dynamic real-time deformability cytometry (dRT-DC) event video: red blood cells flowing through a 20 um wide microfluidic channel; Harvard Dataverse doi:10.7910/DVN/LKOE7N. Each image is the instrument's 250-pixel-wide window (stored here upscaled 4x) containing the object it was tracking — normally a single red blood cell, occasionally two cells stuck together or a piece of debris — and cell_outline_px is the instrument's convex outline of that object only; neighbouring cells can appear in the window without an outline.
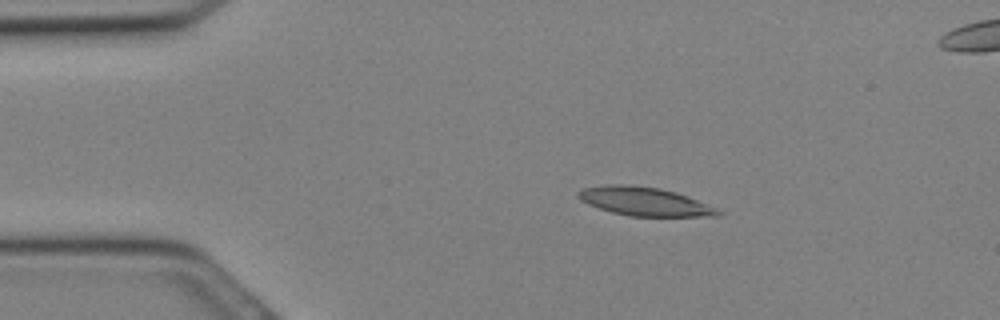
{"species": "Egyptian fruit bat (a non-hibernating species)", "species_latin": "Rousettus aegyptiacus", "temperature_condition": "cold", "stored_images_in_passage": 16, "camera_frame_rate_fps": 3000, "um_per_image_px": 0.085, "animal": {"sex": "female"}, "frame": {"image": 1, "passage_image": 3, "time_ms": 0.667, "image_size_px": [1000, 320], "cell_outline_px": [[724, 212], [720, 216], [632, 216], [612, 212], [588, 204], [580, 200], [576, 196], [576, 192], [580, 188], [608, 184], [632, 184], [660, 188], [676, 192], [688, 196], [716, 208]], "centroid_in_image_um": [54.75, 17.11], "position_along_channel_um": 30.2, "area_um2": 23.47}}
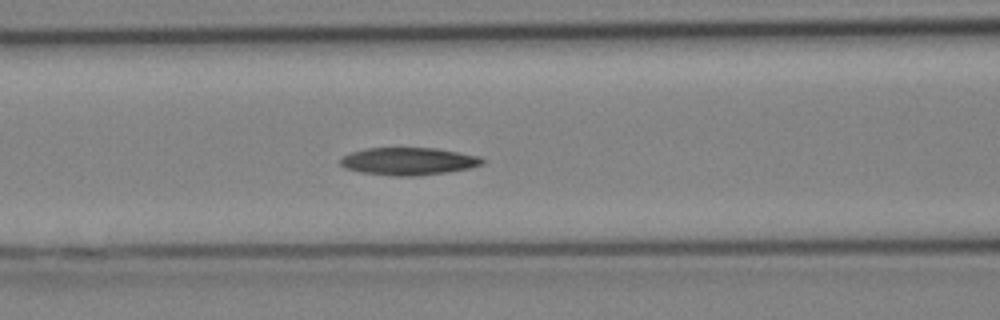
{"frame": {"image": 2, "passage_image": 10, "time_ms": 3.0, "image_size_px": [1000, 320], "cell_outline_px": [[484, 164], [472, 168], [448, 172], [416, 176], [396, 176], [360, 172], [344, 168], [340, 164], [340, 160], [344, 156], [352, 152], [364, 148], [436, 148], [480, 156], [484, 160]], "centroid_in_image_um": [34.75, 13.71], "position_along_channel_um": 131.9, "area_um2": 22.89}}
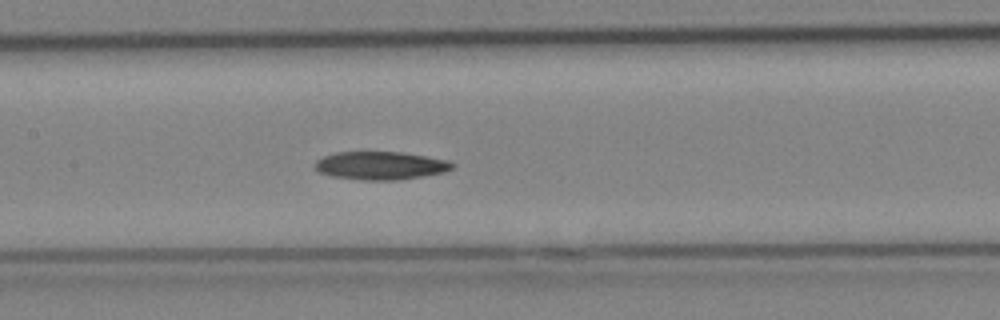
{"frame": {"image": 3, "passage_image": 12, "time_ms": 3.667, "image_size_px": [1000, 320], "cell_outline_px": [[456, 164], [452, 168], [444, 172], [400, 180], [364, 180], [332, 176], [320, 172], [312, 164], [316, 160], [324, 156], [336, 152], [404, 152], [448, 160]], "centroid_in_image_um": [32.35, 14.07], "position_along_channel_um": 175.0, "area_um2": 22.54}}